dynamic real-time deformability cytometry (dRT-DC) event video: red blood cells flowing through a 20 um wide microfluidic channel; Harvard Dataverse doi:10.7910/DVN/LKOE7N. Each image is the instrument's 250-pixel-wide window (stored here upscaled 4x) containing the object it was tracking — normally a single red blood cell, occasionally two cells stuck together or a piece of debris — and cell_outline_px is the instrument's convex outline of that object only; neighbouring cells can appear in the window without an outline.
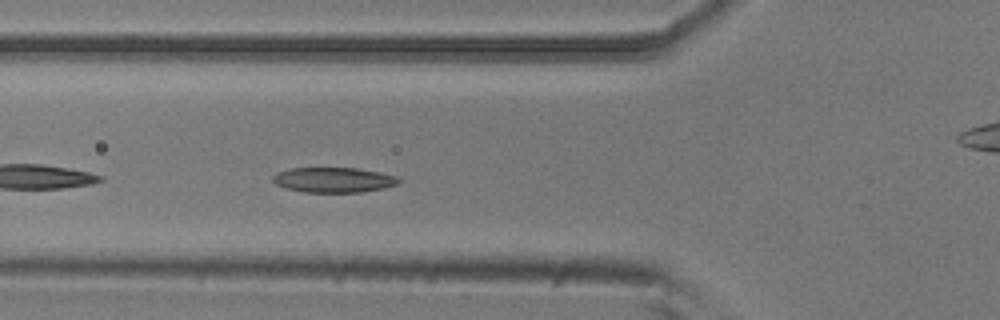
{"species": "common noctule bat (a hibernating species)", "species_latin": "Nyctalus noctula", "temperature_condition": "room temperature", "stored_images_in_passage": 30, "camera_frame_rate_fps": 3000, "um_per_image_px": 0.085, "animal": {"sex": "male", "body_mass_g": 20.5, "forearm_length_mm": 52.5}, "frame": {"image": 1, "passage_image": 5, "time_ms": 1.333, "image_size_px": [1000, 320], "cell_outline_px": [[400, 180], [396, 184], [384, 188], [360, 192], [304, 192], [288, 188], [276, 184], [272, 180], [272, 176], [276, 172], [288, 168], [356, 168], [380, 172], [396, 176]], "centroid_in_image_um": [28.33, 15.28], "position_along_channel_um": 97.5, "area_um2": 18.32}}
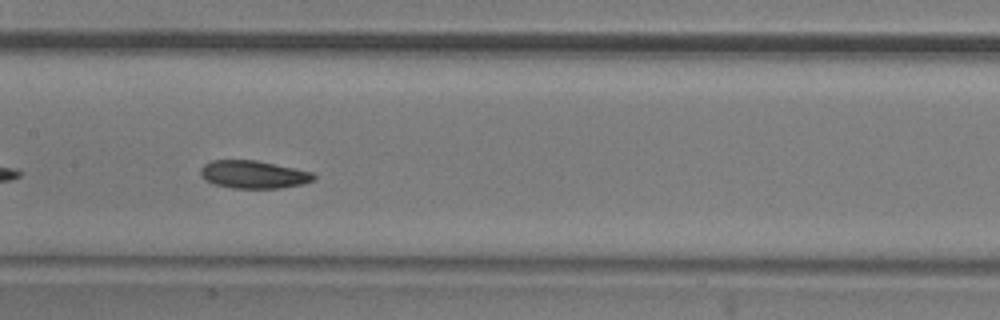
{"frame": {"image": 2, "passage_image": 12, "time_ms": 3.667, "image_size_px": [1000, 320], "cell_outline_px": [[316, 180], [304, 184], [280, 188], [232, 188], [216, 184], [204, 180], [200, 176], [200, 168], [204, 164], [212, 160], [256, 160], [312, 172], [316, 176]], "centroid_in_image_um": [21.55, 14.83], "position_along_channel_um": 185.9, "area_um2": 18.44}}
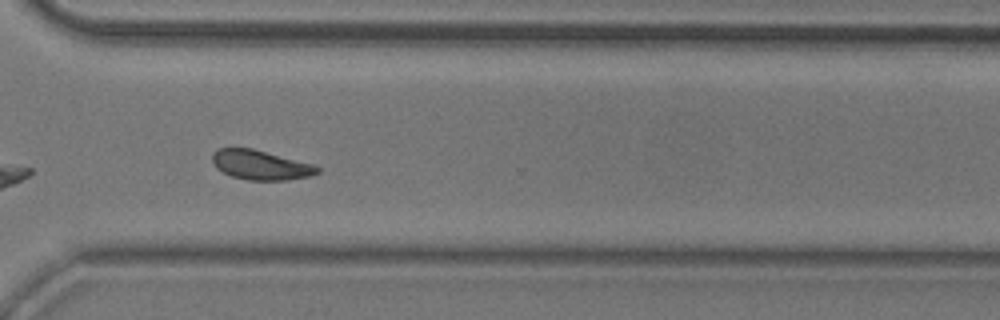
{"frame": {"image": 3, "passage_image": 25, "time_ms": 8.0, "image_size_px": [1000, 320], "cell_outline_px": [[320, 172], [312, 176], [284, 180], [248, 180], [232, 176], [216, 168], [212, 160], [212, 152], [216, 148], [252, 148], [316, 164], [320, 168]], "centroid_in_image_um": [22.19, 14.01], "position_along_channel_um": 348.4, "area_um2": 18.32}, "authors_computed_cell_mechanics": {"area_um2": 18.4382, "velocity_mm_per_s": 3.7639, "shape_relaxation_time_tau1_ms": 4.0554, "shape_relaxation_time_tau2_ms": 4.1748, "deformation_change_tau1": 0.1108, "deformation_change_tau2": 0.108}}